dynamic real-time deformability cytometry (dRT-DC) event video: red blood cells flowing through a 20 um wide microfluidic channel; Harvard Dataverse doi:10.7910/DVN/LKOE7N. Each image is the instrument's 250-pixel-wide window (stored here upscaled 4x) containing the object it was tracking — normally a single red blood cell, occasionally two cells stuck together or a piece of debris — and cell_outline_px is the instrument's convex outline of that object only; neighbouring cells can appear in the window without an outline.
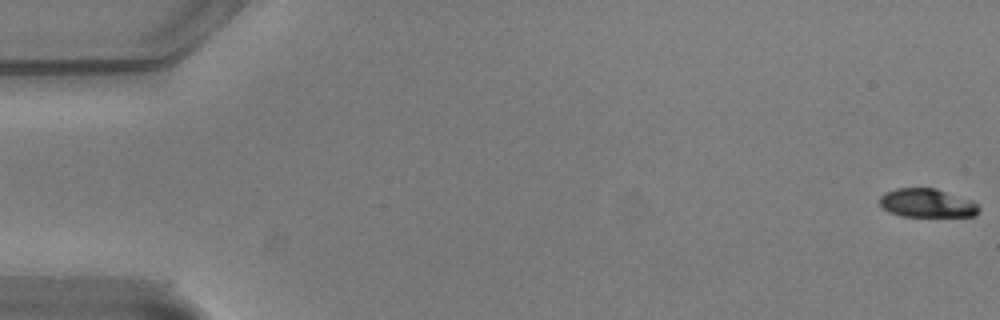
{"species": "common noctule bat (a hibernating species)", "species_latin": "Nyctalus noctula", "temperature_condition": "warm", "stored_images_in_passage": 43, "camera_frame_rate_fps": 3000, "um_per_image_px": 0.085, "animal": {"sex": "male", "body_mass_g": 20.5, "forearm_length_mm": 52.5}, "frame": {"image": 1, "passage_image": 1, "time_ms": 0.0, "image_size_px": [1000, 320], "cell_outline_px": [[980, 208], [976, 216], [900, 216], [888, 212], [880, 204], [880, 196], [896, 188], [936, 188], [972, 200], [980, 204]], "centroid_in_image_um": [78.84, 17.26], "position_along_channel_um": 6.2, "area_um2": 16.65}}
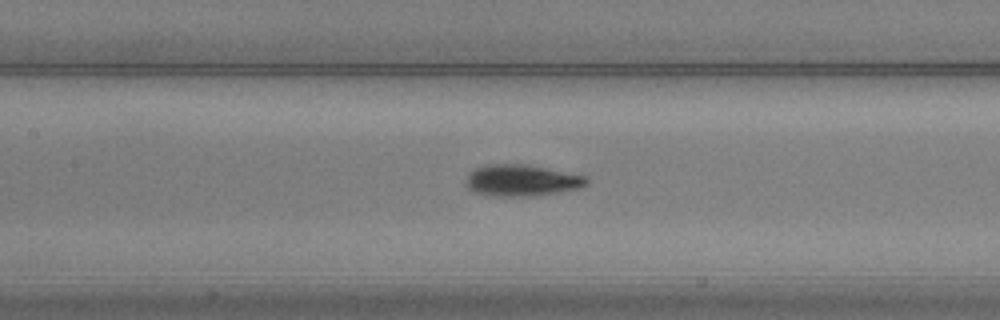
{"frame": {"image": 2, "passage_image": 26, "time_ms": 8.333, "image_size_px": [1000, 320], "cell_outline_px": [[588, 184], [576, 188], [536, 196], [492, 196], [472, 192], [468, 188], [464, 180], [468, 172], [484, 164], [528, 164], [588, 176]], "centroid_in_image_um": [44.29, 15.32], "position_along_channel_um": 163.1, "area_um2": 22.43}}
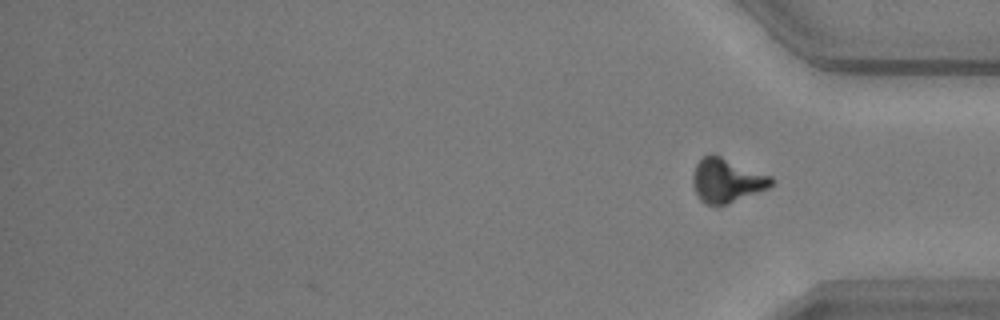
{"frame": {"image": 3, "passage_image": 43, "time_ms": 14.0, "image_size_px": [1000, 320], "cell_outline_px": [[772, 184], [768, 188], [728, 204], [704, 204], [700, 200], [692, 184], [692, 176], [696, 164], [704, 156], [712, 152], [772, 176]], "centroid_in_image_um": [61.75, 15.31], "position_along_channel_um": 373.4, "area_um2": 20.17}, "authors_computed_cell_mechanics": {"area_um2": 19.941, "velocity_mm_per_s": 3.7515, "shape_relaxation_time_tau1_ms": 2.4112, "shape_relaxation_time_tau2_ms": 2.5598, "deformation_change_tau1": 0.1543, "deformation_change_tau2": 0.0913}}